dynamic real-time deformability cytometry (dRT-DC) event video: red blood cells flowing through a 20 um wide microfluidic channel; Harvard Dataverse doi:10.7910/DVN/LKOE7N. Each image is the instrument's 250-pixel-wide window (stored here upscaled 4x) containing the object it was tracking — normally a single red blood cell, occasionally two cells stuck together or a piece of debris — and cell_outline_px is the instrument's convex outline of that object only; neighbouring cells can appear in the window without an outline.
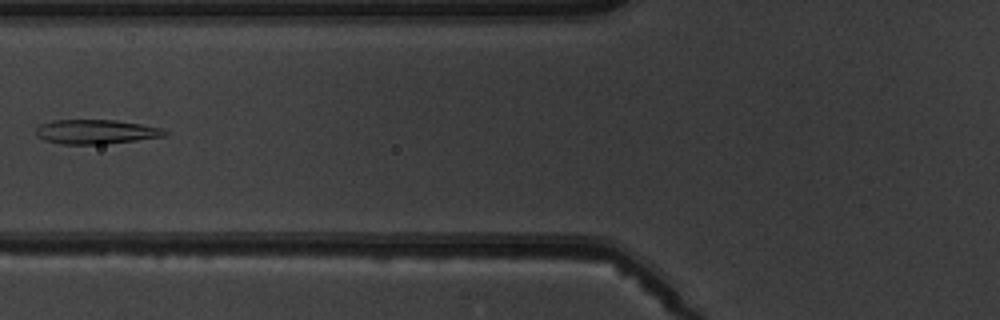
{"species": "common noctule bat (a hibernating species)", "species_latin": "Nyctalus noctula", "temperature_condition": "warm", "stored_images_in_passage": 3, "camera_frame_rate_fps": 3000, "um_per_image_px": 0.085, "animal": {"sex": "male", "body_mass_g": 19.5, "forearm_length_mm": 54.6}, "frame": {"image": 1, "passage_image": 3, "time_ms": 2.0, "image_size_px": [1000, 320], "cell_outline_px": [[168, 136], [104, 144], [60, 144], [44, 140], [36, 136], [36, 128], [40, 124], [52, 120], [116, 120], [164, 128], [168, 132]], "centroid_in_image_um": [8.16, 11.2], "position_along_channel_um": 117.6, "area_um2": 18.44}}